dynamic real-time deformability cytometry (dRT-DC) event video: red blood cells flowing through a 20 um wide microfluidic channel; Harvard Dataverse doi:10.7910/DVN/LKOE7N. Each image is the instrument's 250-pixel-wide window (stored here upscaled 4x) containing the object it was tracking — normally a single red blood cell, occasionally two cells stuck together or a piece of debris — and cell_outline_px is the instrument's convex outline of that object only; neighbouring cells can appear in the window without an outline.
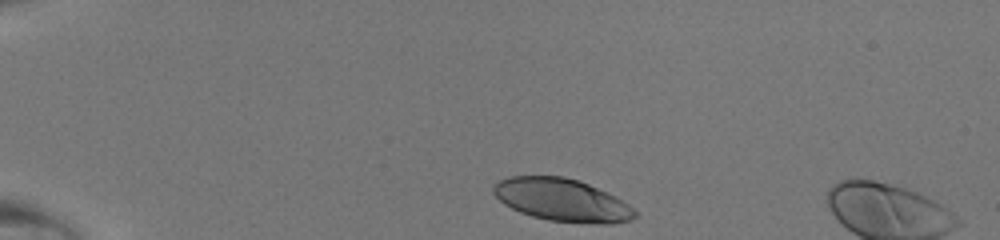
{"species": "human", "species_latin": "Homo sapiens", "temperature_condition": "room temperature", "stored_images_in_passage": 6, "camera_frame_rate_fps": 3000, "um_per_image_px": 0.085, "donor": {"sex": "male"}, "frame": {"image": 1, "passage_image": 1, "time_ms": 0.0, "image_size_px": [1000, 240], "cell_outline_px": [[636, 216], [632, 220], [612, 224], [600, 224], [548, 220], [532, 216], [520, 212], [504, 204], [492, 192], [492, 188], [500, 180], [508, 176], [564, 176], [588, 184], [616, 196], [632, 208], [636, 212]], "centroid_in_image_um": [47.77, 17.0], "position_along_channel_um": 37.2, "area_um2": 34.97}}